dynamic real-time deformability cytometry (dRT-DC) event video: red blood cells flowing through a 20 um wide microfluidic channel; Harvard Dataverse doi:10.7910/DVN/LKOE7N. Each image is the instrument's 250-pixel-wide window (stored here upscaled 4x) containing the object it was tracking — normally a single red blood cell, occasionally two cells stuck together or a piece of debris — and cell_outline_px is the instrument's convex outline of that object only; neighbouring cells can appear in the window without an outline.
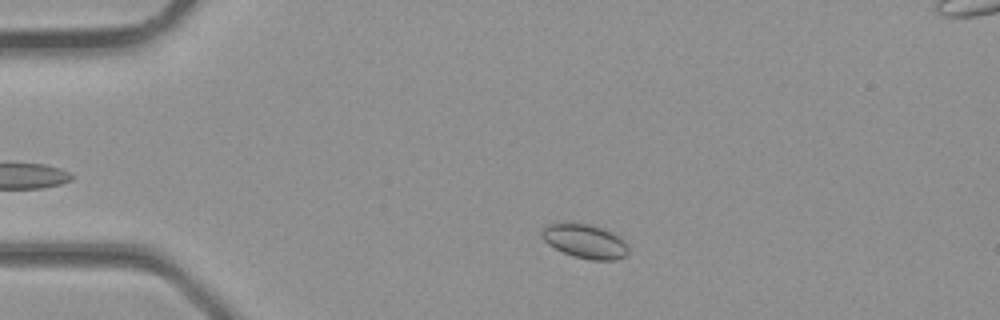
{"species": "common noctule bat (a hibernating species)", "species_latin": "Nyctalus noctula", "temperature_condition": "room temperature", "stored_images_in_passage": 5, "camera_frame_rate_fps": 3000, "um_per_image_px": 0.085, "animal": {"sex": "male", "body_mass_g": 23.1, "forearm_length_mm": 52.7}, "frame": {"image": 1, "passage_image": 3, "time_ms": 0.667, "image_size_px": [1000, 320], "cell_outline_px": [[628, 252], [624, 256], [616, 260], [592, 260], [576, 256], [564, 252], [548, 244], [540, 236], [540, 232], [548, 224], [588, 224], [612, 232], [628, 248]], "centroid_in_image_um": [49.69, 20.52], "position_along_channel_um": 35.3, "area_um2": 16.53}}
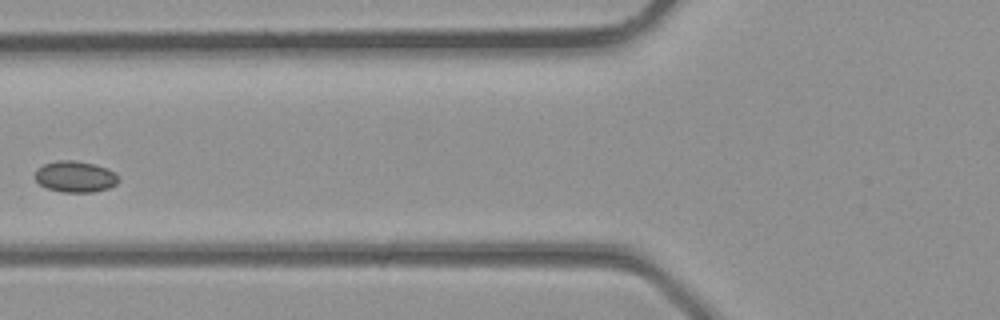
{"frame": {"image": 2, "passage_image": 5, "time_ms": 1.333, "image_size_px": [1000, 320], "cell_outline_px": [[120, 180], [116, 184], [108, 188], [92, 192], [64, 192], [44, 188], [36, 180], [36, 168], [44, 164], [56, 160], [76, 160], [96, 164], [108, 168], [116, 172], [120, 176]], "centroid_in_image_um": [6.43, 15.0], "position_along_channel_um": 119.4, "area_um2": 15.49}}